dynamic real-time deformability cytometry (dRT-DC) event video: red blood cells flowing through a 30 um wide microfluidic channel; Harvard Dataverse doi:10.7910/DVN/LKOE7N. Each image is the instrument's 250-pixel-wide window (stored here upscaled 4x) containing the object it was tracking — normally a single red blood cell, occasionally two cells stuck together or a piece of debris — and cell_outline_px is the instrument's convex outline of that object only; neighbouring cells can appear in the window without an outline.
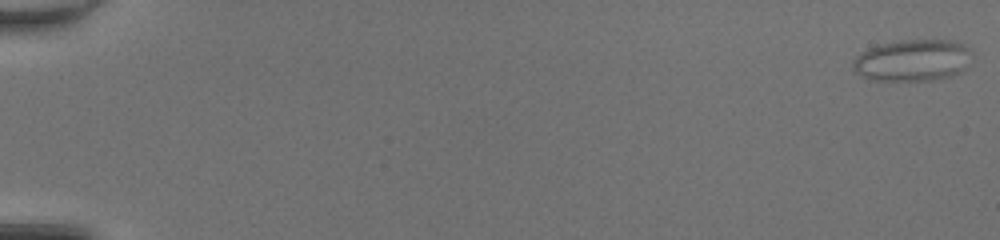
{"species": "common noctule bat (a hibernating species)", "species_latin": "Nyctalus noctula", "temperature_condition": "room temperature", "stored_images_in_passage": 51, "camera_frame_rate_fps": 3000, "um_per_image_px": 0.085, "animal": {"sex": "female", "body_mass_g": 20.0, "forearm_length_mm": 54.0}, "frame": {"image": 1, "passage_image": 1, "time_ms": 0.0, "image_size_px": [1000, 240], "cell_outline_px": [[972, 52], [964, 68], [960, 72], [948, 76], [932, 80], [872, 80], [856, 72], [852, 68], [852, 60], [860, 52], [868, 48], [880, 44], [900, 40], [952, 40], [964, 44], [972, 48]], "centroid_in_image_um": [77.55, 5.11], "position_along_channel_um": 7.4, "area_um2": 28.9}}
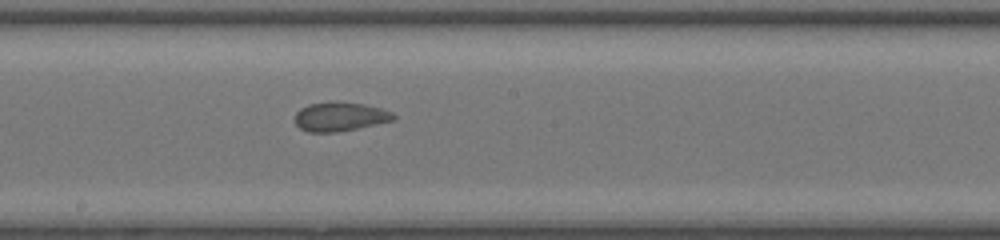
{"frame": {"image": 2, "passage_image": 30, "time_ms": 9.667, "image_size_px": [1000, 240], "cell_outline_px": [[396, 120], [336, 132], [308, 132], [300, 128], [296, 124], [296, 112], [300, 108], [308, 104], [328, 100], [332, 100], [364, 104], [380, 108], [392, 112], [396, 116]], "centroid_in_image_um": [28.89, 9.89], "position_along_channel_um": 219.3, "area_um2": 16.88}}
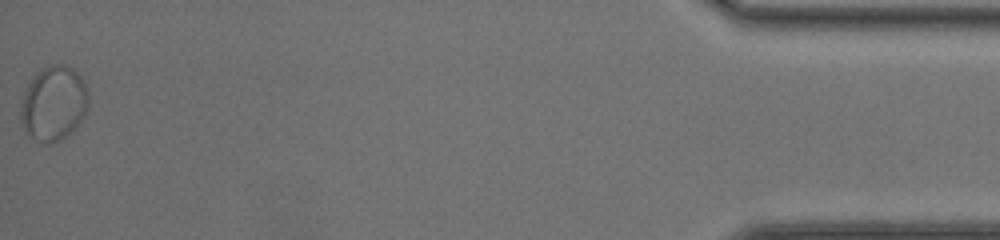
{"frame": {"image": 3, "passage_image": 51, "time_ms": 16.667, "image_size_px": [1000, 240], "cell_outline_px": [[88, 108], [84, 116], [72, 132], [60, 140], [48, 144], [44, 144], [28, 136], [24, 132], [20, 120], [20, 100], [28, 84], [36, 72], [40, 68], [52, 64], [64, 64], [72, 68], [84, 80], [88, 92]], "centroid_in_image_um": [4.53, 8.8], "position_along_channel_um": 430.7, "area_um2": 30.11}}